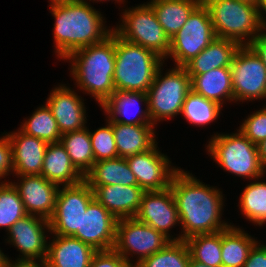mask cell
<instances>
[{"label": "cell", "mask_w": 266, "mask_h": 267, "mask_svg": "<svg viewBox=\"0 0 266 267\" xmlns=\"http://www.w3.org/2000/svg\"><path fill=\"white\" fill-rule=\"evenodd\" d=\"M203 183L181 168L172 178L170 189L182 227L178 241L198 234L216 233L231 226L221 219L224 205L222 192Z\"/></svg>", "instance_id": "obj_1"}, {"label": "cell", "mask_w": 266, "mask_h": 267, "mask_svg": "<svg viewBox=\"0 0 266 267\" xmlns=\"http://www.w3.org/2000/svg\"><path fill=\"white\" fill-rule=\"evenodd\" d=\"M55 23V54L65 59L75 50L104 41L113 31L105 26L104 17L87 2L73 0L50 4Z\"/></svg>", "instance_id": "obj_2"}, {"label": "cell", "mask_w": 266, "mask_h": 267, "mask_svg": "<svg viewBox=\"0 0 266 267\" xmlns=\"http://www.w3.org/2000/svg\"><path fill=\"white\" fill-rule=\"evenodd\" d=\"M71 64L76 87L92 95L101 107L114 93L115 32L104 41L72 52L66 59Z\"/></svg>", "instance_id": "obj_3"}, {"label": "cell", "mask_w": 266, "mask_h": 267, "mask_svg": "<svg viewBox=\"0 0 266 267\" xmlns=\"http://www.w3.org/2000/svg\"><path fill=\"white\" fill-rule=\"evenodd\" d=\"M164 60L154 51L126 40L115 33V92L147 93Z\"/></svg>", "instance_id": "obj_4"}, {"label": "cell", "mask_w": 266, "mask_h": 267, "mask_svg": "<svg viewBox=\"0 0 266 267\" xmlns=\"http://www.w3.org/2000/svg\"><path fill=\"white\" fill-rule=\"evenodd\" d=\"M208 8L216 38L250 45L263 31L258 7L243 0H202Z\"/></svg>", "instance_id": "obj_5"}, {"label": "cell", "mask_w": 266, "mask_h": 267, "mask_svg": "<svg viewBox=\"0 0 266 267\" xmlns=\"http://www.w3.org/2000/svg\"><path fill=\"white\" fill-rule=\"evenodd\" d=\"M212 136L206 150L223 170L243 179L263 178L266 168L260 161L257 145L241 131Z\"/></svg>", "instance_id": "obj_6"}, {"label": "cell", "mask_w": 266, "mask_h": 267, "mask_svg": "<svg viewBox=\"0 0 266 267\" xmlns=\"http://www.w3.org/2000/svg\"><path fill=\"white\" fill-rule=\"evenodd\" d=\"M158 68L148 89V110L155 126L158 121L172 119L179 115L187 94L191 90V78L185 67L175 66L163 76Z\"/></svg>", "instance_id": "obj_7"}, {"label": "cell", "mask_w": 266, "mask_h": 267, "mask_svg": "<svg viewBox=\"0 0 266 267\" xmlns=\"http://www.w3.org/2000/svg\"><path fill=\"white\" fill-rule=\"evenodd\" d=\"M122 15V23L113 29L120 38L150 49L162 59L168 56L170 38L165 34L153 8L148 3L127 8Z\"/></svg>", "instance_id": "obj_8"}, {"label": "cell", "mask_w": 266, "mask_h": 267, "mask_svg": "<svg viewBox=\"0 0 266 267\" xmlns=\"http://www.w3.org/2000/svg\"><path fill=\"white\" fill-rule=\"evenodd\" d=\"M216 38L208 8L201 2L182 28L170 39L168 56L184 67Z\"/></svg>", "instance_id": "obj_9"}, {"label": "cell", "mask_w": 266, "mask_h": 267, "mask_svg": "<svg viewBox=\"0 0 266 267\" xmlns=\"http://www.w3.org/2000/svg\"><path fill=\"white\" fill-rule=\"evenodd\" d=\"M171 240L151 226L134 218L118 219L114 249L131 265L136 266L144 258L164 249ZM138 255L136 262L130 260ZM134 264H133V263Z\"/></svg>", "instance_id": "obj_10"}, {"label": "cell", "mask_w": 266, "mask_h": 267, "mask_svg": "<svg viewBox=\"0 0 266 267\" xmlns=\"http://www.w3.org/2000/svg\"><path fill=\"white\" fill-rule=\"evenodd\" d=\"M230 69L233 102L266 99V66L250 45L238 48Z\"/></svg>", "instance_id": "obj_11"}, {"label": "cell", "mask_w": 266, "mask_h": 267, "mask_svg": "<svg viewBox=\"0 0 266 267\" xmlns=\"http://www.w3.org/2000/svg\"><path fill=\"white\" fill-rule=\"evenodd\" d=\"M94 193L83 180L75 185L59 187L55 210L49 219L50 233L61 236H73L80 229V221Z\"/></svg>", "instance_id": "obj_12"}, {"label": "cell", "mask_w": 266, "mask_h": 267, "mask_svg": "<svg viewBox=\"0 0 266 267\" xmlns=\"http://www.w3.org/2000/svg\"><path fill=\"white\" fill-rule=\"evenodd\" d=\"M45 232H51L49 220L27 214L10 227L6 241L22 254L17 260L45 261L48 248Z\"/></svg>", "instance_id": "obj_13"}, {"label": "cell", "mask_w": 266, "mask_h": 267, "mask_svg": "<svg viewBox=\"0 0 266 267\" xmlns=\"http://www.w3.org/2000/svg\"><path fill=\"white\" fill-rule=\"evenodd\" d=\"M156 144L147 152L126 158L136 177L138 186L144 191H160L170 187L174 174L180 167L171 166V161L161 153Z\"/></svg>", "instance_id": "obj_14"}, {"label": "cell", "mask_w": 266, "mask_h": 267, "mask_svg": "<svg viewBox=\"0 0 266 267\" xmlns=\"http://www.w3.org/2000/svg\"><path fill=\"white\" fill-rule=\"evenodd\" d=\"M117 220L94 198L82 215L80 229L72 237L90 245L96 251L113 249Z\"/></svg>", "instance_id": "obj_15"}, {"label": "cell", "mask_w": 266, "mask_h": 267, "mask_svg": "<svg viewBox=\"0 0 266 267\" xmlns=\"http://www.w3.org/2000/svg\"><path fill=\"white\" fill-rule=\"evenodd\" d=\"M135 218L164 234L171 241L178 237L170 234V229L180 224L179 214L170 187L160 191H145Z\"/></svg>", "instance_id": "obj_16"}, {"label": "cell", "mask_w": 266, "mask_h": 267, "mask_svg": "<svg viewBox=\"0 0 266 267\" xmlns=\"http://www.w3.org/2000/svg\"><path fill=\"white\" fill-rule=\"evenodd\" d=\"M19 182H11L29 215H36L49 220L55 210L59 185L48 181L42 175L17 176Z\"/></svg>", "instance_id": "obj_17"}, {"label": "cell", "mask_w": 266, "mask_h": 267, "mask_svg": "<svg viewBox=\"0 0 266 267\" xmlns=\"http://www.w3.org/2000/svg\"><path fill=\"white\" fill-rule=\"evenodd\" d=\"M60 84L50 91L47 106L57 121L61 134L81 130L87 124L84 100L72 88Z\"/></svg>", "instance_id": "obj_18"}, {"label": "cell", "mask_w": 266, "mask_h": 267, "mask_svg": "<svg viewBox=\"0 0 266 267\" xmlns=\"http://www.w3.org/2000/svg\"><path fill=\"white\" fill-rule=\"evenodd\" d=\"M12 147L13 174L16 176L41 175L48 143L17 131L5 133Z\"/></svg>", "instance_id": "obj_19"}, {"label": "cell", "mask_w": 266, "mask_h": 267, "mask_svg": "<svg viewBox=\"0 0 266 267\" xmlns=\"http://www.w3.org/2000/svg\"><path fill=\"white\" fill-rule=\"evenodd\" d=\"M142 103L146 109L140 107ZM101 107L104 110V114H107V118L112 122L127 125H153L148 110L146 93L115 92Z\"/></svg>", "instance_id": "obj_20"}, {"label": "cell", "mask_w": 266, "mask_h": 267, "mask_svg": "<svg viewBox=\"0 0 266 267\" xmlns=\"http://www.w3.org/2000/svg\"><path fill=\"white\" fill-rule=\"evenodd\" d=\"M144 190L138 185H104L93 190L94 198L115 218H134L140 208Z\"/></svg>", "instance_id": "obj_21"}, {"label": "cell", "mask_w": 266, "mask_h": 267, "mask_svg": "<svg viewBox=\"0 0 266 267\" xmlns=\"http://www.w3.org/2000/svg\"><path fill=\"white\" fill-rule=\"evenodd\" d=\"M96 250L72 236L54 235L48 243L46 267H90Z\"/></svg>", "instance_id": "obj_22"}, {"label": "cell", "mask_w": 266, "mask_h": 267, "mask_svg": "<svg viewBox=\"0 0 266 267\" xmlns=\"http://www.w3.org/2000/svg\"><path fill=\"white\" fill-rule=\"evenodd\" d=\"M118 157L127 158L147 152L157 143L154 125H127L112 122Z\"/></svg>", "instance_id": "obj_23"}, {"label": "cell", "mask_w": 266, "mask_h": 267, "mask_svg": "<svg viewBox=\"0 0 266 267\" xmlns=\"http://www.w3.org/2000/svg\"><path fill=\"white\" fill-rule=\"evenodd\" d=\"M41 175L59 186L75 185L84 180L61 142L48 143Z\"/></svg>", "instance_id": "obj_24"}, {"label": "cell", "mask_w": 266, "mask_h": 267, "mask_svg": "<svg viewBox=\"0 0 266 267\" xmlns=\"http://www.w3.org/2000/svg\"><path fill=\"white\" fill-rule=\"evenodd\" d=\"M240 45L233 40L215 38L184 67L188 75H199L215 68L230 67Z\"/></svg>", "instance_id": "obj_25"}, {"label": "cell", "mask_w": 266, "mask_h": 267, "mask_svg": "<svg viewBox=\"0 0 266 267\" xmlns=\"http://www.w3.org/2000/svg\"><path fill=\"white\" fill-rule=\"evenodd\" d=\"M191 90L220 104L233 102V88L230 67L215 68L199 75H189ZM226 100V101H225Z\"/></svg>", "instance_id": "obj_26"}, {"label": "cell", "mask_w": 266, "mask_h": 267, "mask_svg": "<svg viewBox=\"0 0 266 267\" xmlns=\"http://www.w3.org/2000/svg\"><path fill=\"white\" fill-rule=\"evenodd\" d=\"M84 180L92 190L104 185H138L126 158L121 157L95 162L92 169L84 176Z\"/></svg>", "instance_id": "obj_27"}, {"label": "cell", "mask_w": 266, "mask_h": 267, "mask_svg": "<svg viewBox=\"0 0 266 267\" xmlns=\"http://www.w3.org/2000/svg\"><path fill=\"white\" fill-rule=\"evenodd\" d=\"M202 0H150L157 20L171 39L185 24L192 11Z\"/></svg>", "instance_id": "obj_28"}, {"label": "cell", "mask_w": 266, "mask_h": 267, "mask_svg": "<svg viewBox=\"0 0 266 267\" xmlns=\"http://www.w3.org/2000/svg\"><path fill=\"white\" fill-rule=\"evenodd\" d=\"M257 242L240 227L233 224L221 231L222 267H243L250 249Z\"/></svg>", "instance_id": "obj_29"}, {"label": "cell", "mask_w": 266, "mask_h": 267, "mask_svg": "<svg viewBox=\"0 0 266 267\" xmlns=\"http://www.w3.org/2000/svg\"><path fill=\"white\" fill-rule=\"evenodd\" d=\"M60 142L65 147L72 164L85 176L95 163L89 128L64 133Z\"/></svg>", "instance_id": "obj_30"}, {"label": "cell", "mask_w": 266, "mask_h": 267, "mask_svg": "<svg viewBox=\"0 0 266 267\" xmlns=\"http://www.w3.org/2000/svg\"><path fill=\"white\" fill-rule=\"evenodd\" d=\"M259 179L244 188L238 205L243 216L256 226L266 222V182Z\"/></svg>", "instance_id": "obj_31"}, {"label": "cell", "mask_w": 266, "mask_h": 267, "mask_svg": "<svg viewBox=\"0 0 266 267\" xmlns=\"http://www.w3.org/2000/svg\"><path fill=\"white\" fill-rule=\"evenodd\" d=\"M190 257L210 267H222L221 231L212 234H198L184 240Z\"/></svg>", "instance_id": "obj_32"}, {"label": "cell", "mask_w": 266, "mask_h": 267, "mask_svg": "<svg viewBox=\"0 0 266 267\" xmlns=\"http://www.w3.org/2000/svg\"><path fill=\"white\" fill-rule=\"evenodd\" d=\"M223 106L190 90L182 105L185 120L195 126H205L219 118Z\"/></svg>", "instance_id": "obj_33"}, {"label": "cell", "mask_w": 266, "mask_h": 267, "mask_svg": "<svg viewBox=\"0 0 266 267\" xmlns=\"http://www.w3.org/2000/svg\"><path fill=\"white\" fill-rule=\"evenodd\" d=\"M20 126L19 129L27 135L34 136L47 143L60 142L62 134L47 104L38 107L31 117L24 120Z\"/></svg>", "instance_id": "obj_34"}, {"label": "cell", "mask_w": 266, "mask_h": 267, "mask_svg": "<svg viewBox=\"0 0 266 267\" xmlns=\"http://www.w3.org/2000/svg\"><path fill=\"white\" fill-rule=\"evenodd\" d=\"M190 252L184 240L171 241L164 249L144 258L135 267H189Z\"/></svg>", "instance_id": "obj_35"}, {"label": "cell", "mask_w": 266, "mask_h": 267, "mask_svg": "<svg viewBox=\"0 0 266 267\" xmlns=\"http://www.w3.org/2000/svg\"><path fill=\"white\" fill-rule=\"evenodd\" d=\"M26 215L24 204L14 185L9 180L0 182V227L8 231Z\"/></svg>", "instance_id": "obj_36"}, {"label": "cell", "mask_w": 266, "mask_h": 267, "mask_svg": "<svg viewBox=\"0 0 266 267\" xmlns=\"http://www.w3.org/2000/svg\"><path fill=\"white\" fill-rule=\"evenodd\" d=\"M106 121V126L100 127L94 132L89 130L95 162L118 157L112 121L109 119Z\"/></svg>", "instance_id": "obj_37"}, {"label": "cell", "mask_w": 266, "mask_h": 267, "mask_svg": "<svg viewBox=\"0 0 266 267\" xmlns=\"http://www.w3.org/2000/svg\"><path fill=\"white\" fill-rule=\"evenodd\" d=\"M246 118L238 130L255 145L266 140V105Z\"/></svg>", "instance_id": "obj_38"}, {"label": "cell", "mask_w": 266, "mask_h": 267, "mask_svg": "<svg viewBox=\"0 0 266 267\" xmlns=\"http://www.w3.org/2000/svg\"><path fill=\"white\" fill-rule=\"evenodd\" d=\"M90 267H135L129 264L114 248L99 250L93 255Z\"/></svg>", "instance_id": "obj_39"}, {"label": "cell", "mask_w": 266, "mask_h": 267, "mask_svg": "<svg viewBox=\"0 0 266 267\" xmlns=\"http://www.w3.org/2000/svg\"><path fill=\"white\" fill-rule=\"evenodd\" d=\"M13 174L12 147L6 135L0 137V179Z\"/></svg>", "instance_id": "obj_40"}, {"label": "cell", "mask_w": 266, "mask_h": 267, "mask_svg": "<svg viewBox=\"0 0 266 267\" xmlns=\"http://www.w3.org/2000/svg\"><path fill=\"white\" fill-rule=\"evenodd\" d=\"M243 267H266V244L257 241L250 249Z\"/></svg>", "instance_id": "obj_41"}, {"label": "cell", "mask_w": 266, "mask_h": 267, "mask_svg": "<svg viewBox=\"0 0 266 267\" xmlns=\"http://www.w3.org/2000/svg\"><path fill=\"white\" fill-rule=\"evenodd\" d=\"M250 46L260 56L262 62L266 66V29H263V31L254 39Z\"/></svg>", "instance_id": "obj_42"}, {"label": "cell", "mask_w": 266, "mask_h": 267, "mask_svg": "<svg viewBox=\"0 0 266 267\" xmlns=\"http://www.w3.org/2000/svg\"><path fill=\"white\" fill-rule=\"evenodd\" d=\"M4 267H46L45 261L16 260L12 261L7 257Z\"/></svg>", "instance_id": "obj_43"}, {"label": "cell", "mask_w": 266, "mask_h": 267, "mask_svg": "<svg viewBox=\"0 0 266 267\" xmlns=\"http://www.w3.org/2000/svg\"><path fill=\"white\" fill-rule=\"evenodd\" d=\"M257 7L262 26L264 29H266V16H264L266 14V0H259Z\"/></svg>", "instance_id": "obj_44"}, {"label": "cell", "mask_w": 266, "mask_h": 267, "mask_svg": "<svg viewBox=\"0 0 266 267\" xmlns=\"http://www.w3.org/2000/svg\"><path fill=\"white\" fill-rule=\"evenodd\" d=\"M258 155L262 165L266 168V140H263L257 145Z\"/></svg>", "instance_id": "obj_45"}, {"label": "cell", "mask_w": 266, "mask_h": 267, "mask_svg": "<svg viewBox=\"0 0 266 267\" xmlns=\"http://www.w3.org/2000/svg\"><path fill=\"white\" fill-rule=\"evenodd\" d=\"M189 267H210V266H206L203 263L197 262L196 260L190 257Z\"/></svg>", "instance_id": "obj_46"}, {"label": "cell", "mask_w": 266, "mask_h": 267, "mask_svg": "<svg viewBox=\"0 0 266 267\" xmlns=\"http://www.w3.org/2000/svg\"><path fill=\"white\" fill-rule=\"evenodd\" d=\"M7 255H5L2 250L0 249V267H4V264L6 262L7 259Z\"/></svg>", "instance_id": "obj_47"}, {"label": "cell", "mask_w": 266, "mask_h": 267, "mask_svg": "<svg viewBox=\"0 0 266 267\" xmlns=\"http://www.w3.org/2000/svg\"><path fill=\"white\" fill-rule=\"evenodd\" d=\"M78 1H82V2H87V3H89L90 4V1H93V2H95L96 1V3L97 2H102V1H105V0H89V2H88V0L86 1V0H78ZM106 1H110V0H106ZM113 1H117V3L119 2V3H122V2H124L125 0H113Z\"/></svg>", "instance_id": "obj_48"}, {"label": "cell", "mask_w": 266, "mask_h": 267, "mask_svg": "<svg viewBox=\"0 0 266 267\" xmlns=\"http://www.w3.org/2000/svg\"><path fill=\"white\" fill-rule=\"evenodd\" d=\"M51 1L50 4H56V3H65V2H69V1H73V0H49V2Z\"/></svg>", "instance_id": "obj_49"}, {"label": "cell", "mask_w": 266, "mask_h": 267, "mask_svg": "<svg viewBox=\"0 0 266 267\" xmlns=\"http://www.w3.org/2000/svg\"><path fill=\"white\" fill-rule=\"evenodd\" d=\"M243 1L250 2L252 4L257 5V3H258L259 0H243Z\"/></svg>", "instance_id": "obj_50"}]
</instances>
